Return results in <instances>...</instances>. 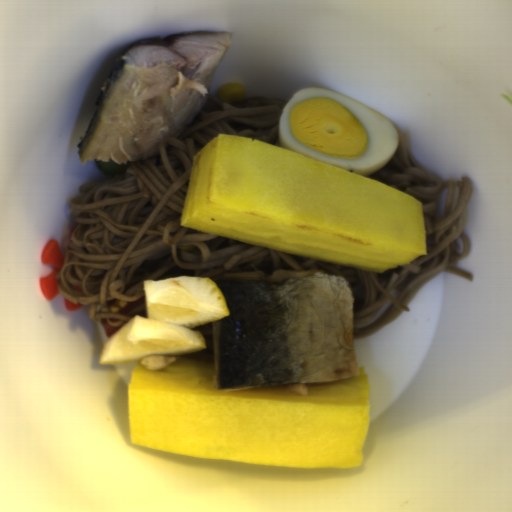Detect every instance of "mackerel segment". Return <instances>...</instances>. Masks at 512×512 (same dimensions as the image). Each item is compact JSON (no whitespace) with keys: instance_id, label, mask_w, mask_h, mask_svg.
Wrapping results in <instances>:
<instances>
[{"instance_id":"14911b7f","label":"mackerel segment","mask_w":512,"mask_h":512,"mask_svg":"<svg viewBox=\"0 0 512 512\" xmlns=\"http://www.w3.org/2000/svg\"><path fill=\"white\" fill-rule=\"evenodd\" d=\"M229 315L212 323V384L284 387L308 396L313 383L356 377L352 285L329 271L224 273Z\"/></svg>"},{"instance_id":"c1d32c5f","label":"mackerel segment","mask_w":512,"mask_h":512,"mask_svg":"<svg viewBox=\"0 0 512 512\" xmlns=\"http://www.w3.org/2000/svg\"><path fill=\"white\" fill-rule=\"evenodd\" d=\"M231 32L138 38L111 65L77 145L81 165L159 155L198 117L229 49Z\"/></svg>"}]
</instances>
